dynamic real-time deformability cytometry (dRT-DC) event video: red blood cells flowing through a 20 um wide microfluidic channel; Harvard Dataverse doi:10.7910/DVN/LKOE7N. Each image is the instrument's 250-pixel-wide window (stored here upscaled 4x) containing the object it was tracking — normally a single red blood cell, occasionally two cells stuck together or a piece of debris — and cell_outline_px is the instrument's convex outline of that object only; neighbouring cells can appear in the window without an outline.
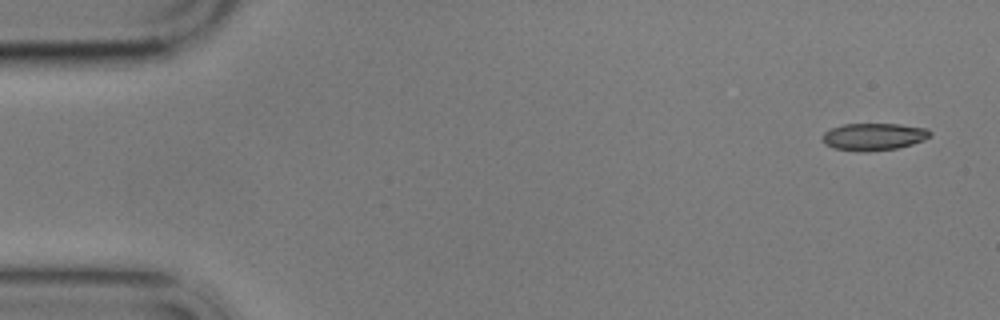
{"species": "common noctule bat (a hibernating species)", "species_latin": "Nyctalus noctula", "temperature_condition": "cold", "stored_images_in_passage": 5, "camera_frame_rate_fps": 3000, "um_per_image_px": 0.085, "animal": {"sex": "male", "body_mass_g": 17.9}, "frame": {"image": 1, "passage_image": 1, "time_ms": 0.0, "image_size_px": [1000, 320], "cell_outline_px": [[932, 136], [924, 140], [912, 144], [896, 148], [864, 152], [860, 152], [832, 148], [824, 144], [824, 132], [832, 128], [844, 124], [900, 124], [928, 128], [932, 132]], "centroid_in_image_um": [74.3, 11.62], "position_along_channel_um": 10.7, "area_um2": 17.17}}
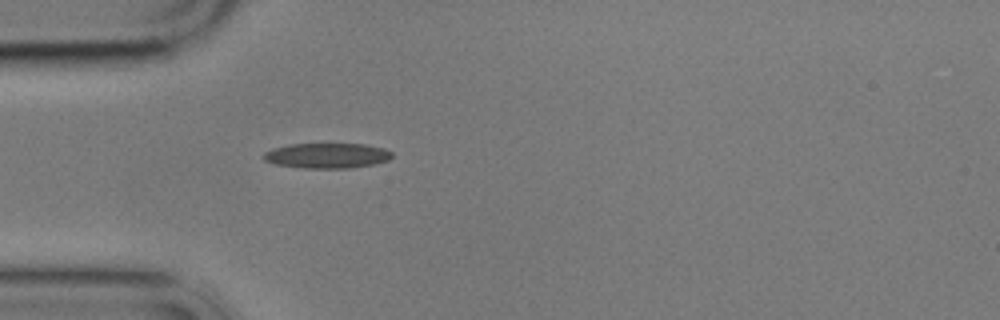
{"frame": {"image": 2, "passage_image": 5, "time_ms": 4.667, "image_size_px": [1000, 320], "cell_outline_px": [[392, 156], [388, 160], [372, 164], [348, 168], [304, 168], [272, 164], [264, 160], [264, 152], [272, 148], [288, 144], [364, 144], [384, 148], [392, 152]], "centroid_in_image_um": [27.75, 13.22], "position_along_channel_um": 57.2, "area_um2": 18.84}}